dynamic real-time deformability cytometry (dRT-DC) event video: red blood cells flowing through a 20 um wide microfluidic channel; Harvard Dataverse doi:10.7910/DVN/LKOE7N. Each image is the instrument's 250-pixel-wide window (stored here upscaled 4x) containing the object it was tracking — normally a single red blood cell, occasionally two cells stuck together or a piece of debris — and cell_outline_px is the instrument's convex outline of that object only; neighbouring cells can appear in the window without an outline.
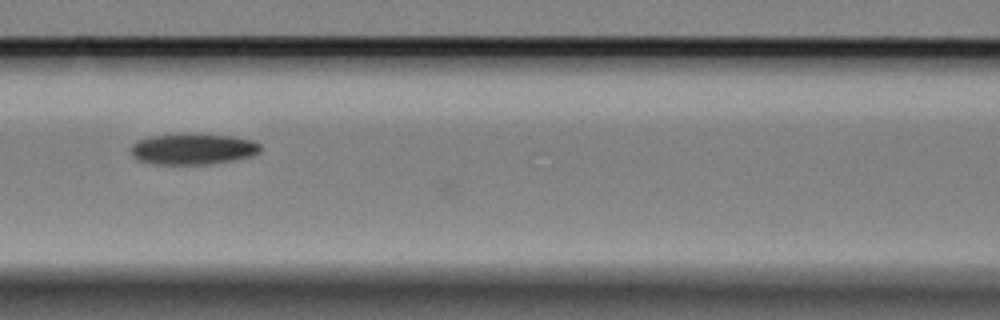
{"species": "Egyptian fruit bat (a non-hibernating species)", "species_latin": "Rousettus aegyptiacus", "temperature_condition": "cold", "stored_images_in_passage": 23, "camera_frame_rate_fps": 3000, "um_per_image_px": 0.085, "animal": {"sex": "female"}, "frame": {"image": 1, "passage_image": 20, "time_ms": 6.333, "image_size_px": [1000, 320], "cell_outline_px": [[260, 152], [252, 156], [232, 160], [208, 164], [152, 164], [136, 160], [132, 156], [132, 144], [140, 140], [152, 136], [232, 136], [252, 140], [260, 144]], "centroid_in_image_um": [16.41, 12.71], "position_along_channel_um": 150.2, "area_um2": 22.54}}